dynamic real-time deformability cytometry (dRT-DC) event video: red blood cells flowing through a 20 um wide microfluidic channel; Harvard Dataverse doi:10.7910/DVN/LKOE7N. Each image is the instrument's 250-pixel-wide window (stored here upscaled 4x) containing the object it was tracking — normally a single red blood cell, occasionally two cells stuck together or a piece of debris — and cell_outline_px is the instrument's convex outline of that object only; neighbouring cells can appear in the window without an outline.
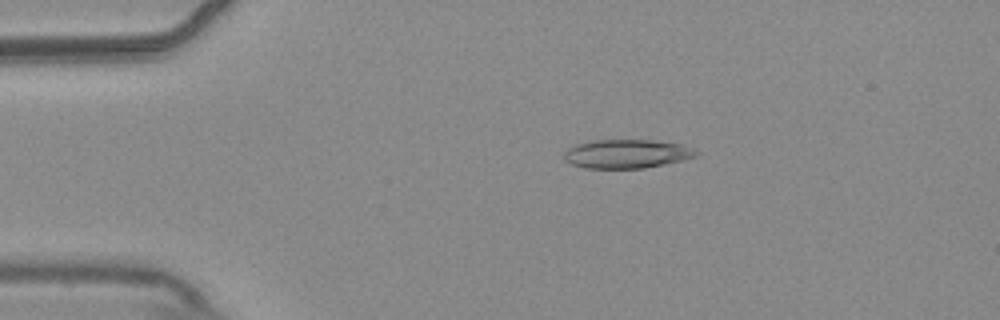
{"species": "common noctule bat (a hibernating species)", "species_latin": "Nyctalus noctula", "temperature_condition": "warm", "stored_images_in_passage": 55, "camera_frame_rate_fps": 3000, "um_per_image_px": 0.085, "animal": {"sex": "male", "body_mass_g": 20.4}, "frame": {"image": 1, "passage_image": 11, "time_ms": 3.333, "image_size_px": [1000, 320], "cell_outline_px": [[700, 156], [664, 164], [644, 168], [584, 168], [572, 164], [564, 160], [564, 152], [568, 148], [576, 144], [592, 140], [652, 140], [684, 144], [700, 152]], "centroid_in_image_um": [53.3, 13.07], "position_along_channel_um": 31.7, "area_um2": 22.37}}
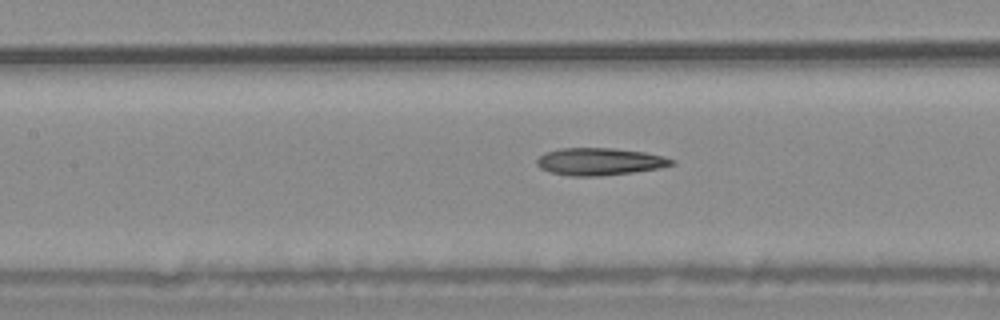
{"frame": {"image": 2, "passage_image": 25, "time_ms": 8.0, "image_size_px": [1000, 320], "cell_outline_px": [[676, 164], [660, 168], [632, 172], [600, 176], [568, 176], [552, 172], [540, 168], [536, 164], [536, 160], [544, 152], [560, 148], [612, 148], [644, 152], [664, 156], [676, 160]], "centroid_in_image_um": [50.98, 13.73], "position_along_channel_um": 156.4, "area_um2": 21.56}}
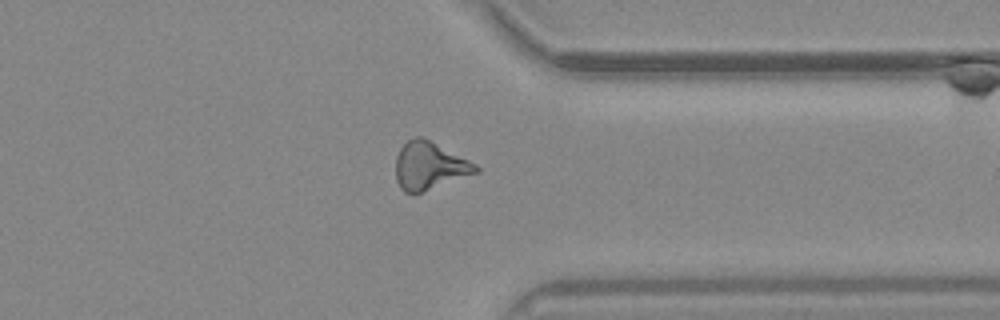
{"frame": {"image": 3, "passage_image": 43, "time_ms": 14.0, "image_size_px": [1000, 320], "cell_outline_px": [[480, 172], [412, 196], [404, 192], [400, 188], [396, 180], [396, 156], [400, 148], [412, 136], [424, 136], [476, 164], [480, 168]], "centroid_in_image_um": [36.49, 14.11], "position_along_channel_um": 374.9, "area_um2": 22.77}, "authors_computed_cell_mechanics": {"area_um2": 21.8484, "velocity_mm_per_s": 3.6952, "shape_relaxation_time_tau1_ms": null, "shape_relaxation_time_tau2_ms": 2.9386, "deformation_change_tau1": null, "deformation_change_tau2": 0.138}}